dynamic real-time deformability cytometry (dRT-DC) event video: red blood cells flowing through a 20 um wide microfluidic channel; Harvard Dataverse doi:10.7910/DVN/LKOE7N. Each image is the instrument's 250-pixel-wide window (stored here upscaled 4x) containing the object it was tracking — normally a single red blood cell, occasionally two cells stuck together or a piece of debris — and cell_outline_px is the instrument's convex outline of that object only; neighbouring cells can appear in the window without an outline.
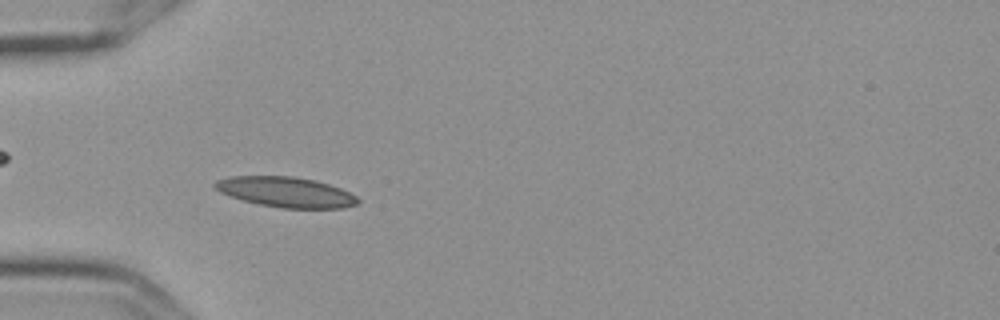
{"species": "Egyptian fruit bat (a non-hibernating species)", "species_latin": "Rousettus aegyptiacus", "temperature_condition": "cold", "stored_images_in_passage": 44, "camera_frame_rate_fps": 3000, "um_per_image_px": 0.085, "frame": {"image": 1, "passage_image": 5, "time_ms": 1.333, "image_size_px": [1000, 320], "cell_outline_px": [[360, 200], [356, 204], [344, 208], [280, 208], [260, 204], [244, 200], [220, 192], [212, 188], [212, 184], [216, 180], [232, 176], [292, 176], [316, 180], [340, 188], [356, 196]], "centroid_in_image_um": [24.28, 16.32], "position_along_channel_um": 60.7, "area_um2": 25.14}}
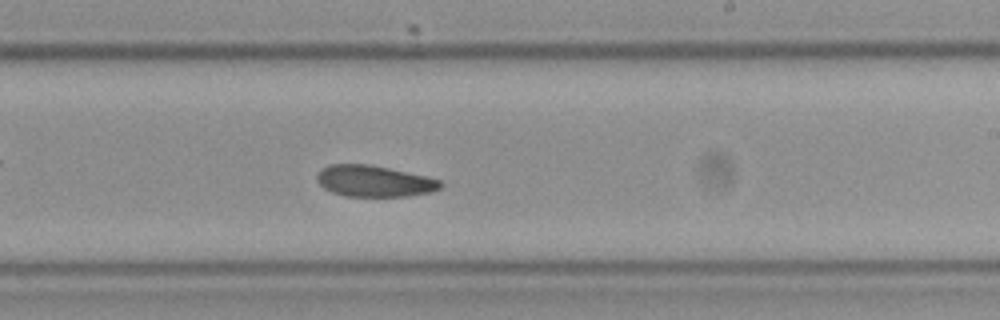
{"frame": {"image": 2, "passage_image": 22, "time_ms": 7.0, "image_size_px": [1000, 320], "cell_outline_px": [[444, 184], [440, 188], [432, 192], [408, 196], [344, 196], [332, 192], [324, 188], [316, 180], [316, 176], [320, 168], [328, 164], [368, 164], [388, 168], [424, 176], [440, 180]], "centroid_in_image_um": [31.77, 15.39], "position_along_channel_um": 257.2, "area_um2": 22.54}}
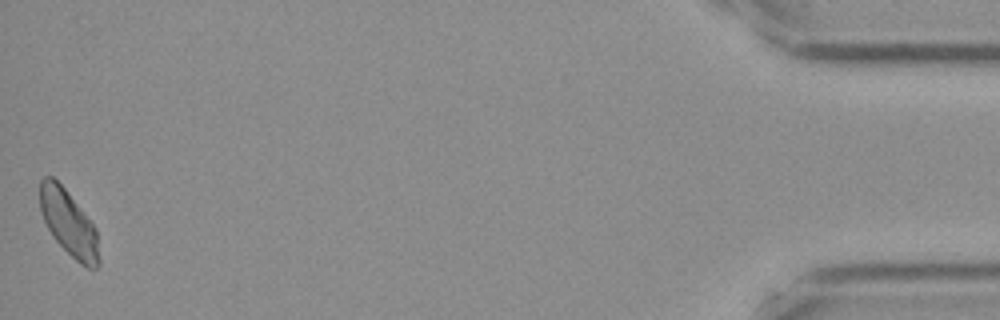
{"frame": {"image": 3, "passage_image": 44, "time_ms": 14.333, "image_size_px": [1000, 320], "cell_outline_px": [[100, 264], [96, 268], [88, 268], [80, 264], [52, 236], [44, 220], [40, 208], [40, 180], [44, 176], [52, 176], [64, 188], [96, 228], [100, 260]], "centroid_in_image_um": [5.85, 18.98], "position_along_channel_um": 429.4, "area_um2": 22.25}, "authors_computed_cell_mechanics": {"area_um2": 23.1489, "velocity_mm_per_s": 3.5475, "shape_relaxation_time_tau1_ms": 8.1418, "shape_relaxation_time_tau2_ms": 5.3346, "deformation_change_tau1": 0.1394, "deformation_change_tau2": 0.0945}}